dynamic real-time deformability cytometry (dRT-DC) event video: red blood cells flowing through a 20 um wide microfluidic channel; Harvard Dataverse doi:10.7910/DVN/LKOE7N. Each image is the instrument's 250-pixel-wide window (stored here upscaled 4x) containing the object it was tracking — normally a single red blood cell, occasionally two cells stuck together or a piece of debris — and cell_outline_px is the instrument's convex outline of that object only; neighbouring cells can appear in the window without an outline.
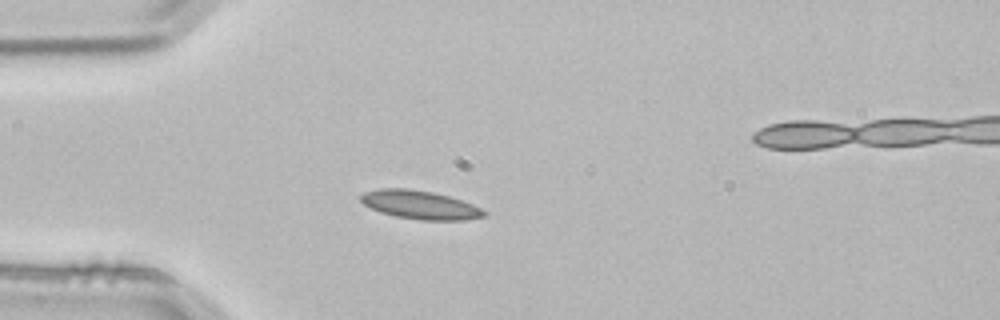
{"species": "common noctule bat (a hibernating species)", "species_latin": "Nyctalus noctula", "temperature_condition": "room temperature", "stored_images_in_passage": 1, "camera_frame_rate_fps": 3000, "um_per_image_px": 0.085, "animal": {"sex": "male", "body_mass_g": 21.5, "forearm_length_mm": 52.0}, "frame": {"image": 1, "passage_image": 1, "time_ms": 0.0, "image_size_px": [1000, 320], "cell_outline_px": [[488, 212], [484, 216], [464, 220], [420, 220], [396, 216], [380, 212], [364, 204], [360, 200], [360, 196], [364, 192], [380, 188], [404, 188], [432, 192], [448, 196], [472, 204]], "centroid_in_image_um": [35.69, 17.41], "position_along_channel_um": 49.3, "area_um2": 20.29}}